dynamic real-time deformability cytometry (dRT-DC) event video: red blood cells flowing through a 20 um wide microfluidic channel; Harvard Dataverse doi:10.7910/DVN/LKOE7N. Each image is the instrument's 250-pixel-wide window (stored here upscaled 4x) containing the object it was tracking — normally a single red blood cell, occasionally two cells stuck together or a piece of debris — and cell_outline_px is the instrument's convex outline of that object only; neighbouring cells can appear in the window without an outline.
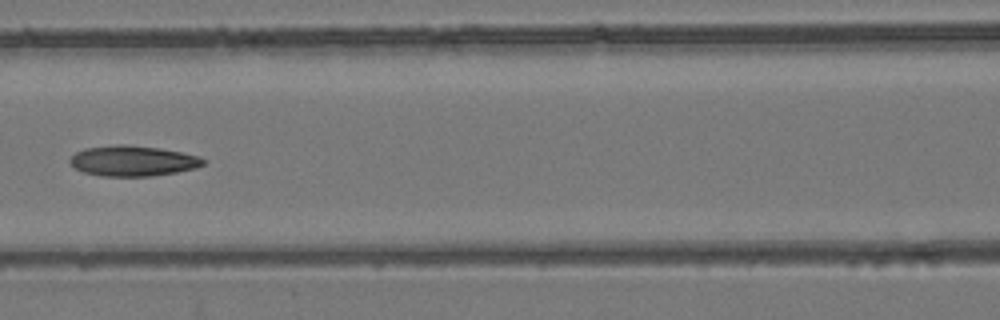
{"species": "common noctule bat (a hibernating species)", "species_latin": "Nyctalus noctula", "temperature_condition": "room temperature", "stored_images_in_passage": 6, "camera_frame_rate_fps": 3000, "um_per_image_px": 0.085, "animal": {"sex": "female", "body_mass_g": 24.6, "forearm_length_mm": 56.2}, "frame": {"image": 1, "passage_image": 6, "time_ms": 5.667, "image_size_px": [1000, 320], "cell_outline_px": [[208, 160], [204, 164], [196, 168], [176, 172], [152, 176], [100, 176], [84, 172], [76, 168], [68, 160], [76, 152], [84, 148], [112, 144], [128, 144], [160, 148], [180, 152], [196, 156]], "centroid_in_image_um": [11.28, 13.66], "position_along_channel_um": 155.3, "area_um2": 23.76}}